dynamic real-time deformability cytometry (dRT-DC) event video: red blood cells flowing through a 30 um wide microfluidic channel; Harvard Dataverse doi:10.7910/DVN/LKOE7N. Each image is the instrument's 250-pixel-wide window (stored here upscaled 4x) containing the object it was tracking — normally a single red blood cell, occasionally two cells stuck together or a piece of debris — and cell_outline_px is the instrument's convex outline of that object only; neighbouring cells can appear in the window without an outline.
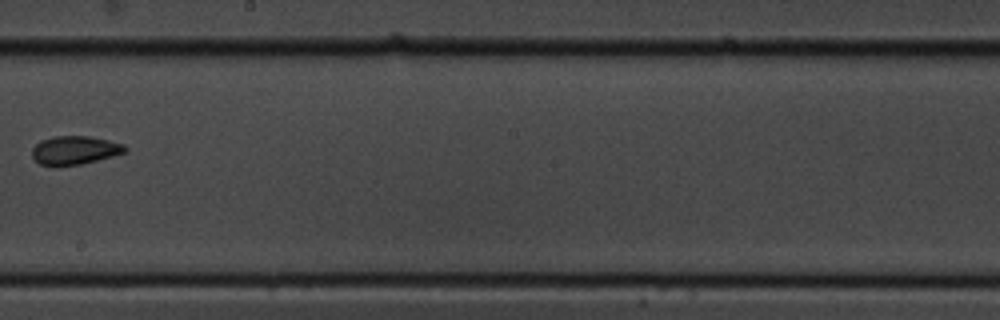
{"species": "common noctule bat (a hibernating species)", "species_latin": "Nyctalus noctula", "temperature_condition": "cold", "stored_images_in_passage": 16, "camera_frame_rate_fps": 3000, "um_per_image_px": 0.085, "animal": {"sex": "male", "body_mass_g": 19.5, "forearm_length_mm": 54.6}, "frame": {"image": 1, "passage_image": 10, "time_ms": 11.667, "image_size_px": [1000, 320], "cell_outline_px": [[128, 148], [124, 152], [112, 156], [80, 164], [52, 168], [40, 164], [32, 156], [32, 148], [40, 140], [52, 136], [88, 136], [108, 140], [124, 144]], "centroid_in_image_um": [6.3, 12.78], "position_along_channel_um": 241.9, "area_um2": 15.66}}
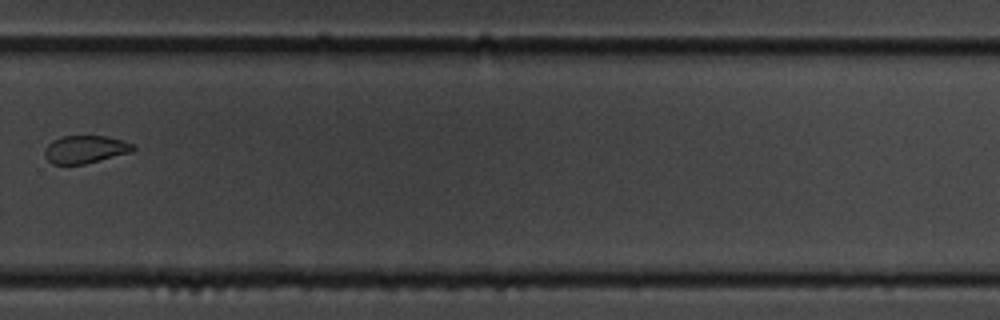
{"frame": {"image": 2, "passage_image": 12, "time_ms": 14.0, "image_size_px": [1000, 320], "cell_outline_px": [[136, 148], [132, 152], [84, 164], [52, 164], [44, 156], [44, 152], [48, 144], [52, 140], [64, 136], [108, 136], [132, 144]], "centroid_in_image_um": [7.23, 12.7], "position_along_channel_um": 322.6, "area_um2": 14.22}}
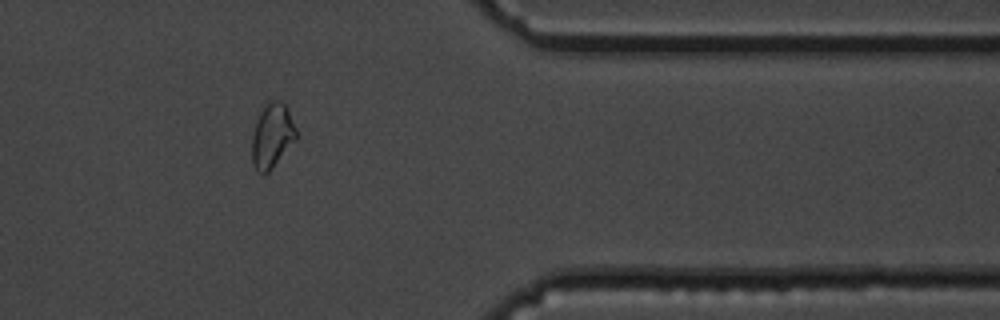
{"frame": {"image": 3, "passage_image": 14, "time_ms": 16.333, "image_size_px": [1000, 320], "cell_outline_px": [[296, 140], [268, 172], [256, 172], [252, 164], [252, 136], [260, 112], [268, 100], [280, 100], [288, 108], [296, 128]], "centroid_in_image_um": [23.13, 11.52], "position_along_channel_um": 388.3, "area_um2": 16.53}, "authors_computed_cell_mechanics": {"area_um2": 16.2996, "velocity_mm_per_s": 3.4599, "shape_relaxation_time_tau1_ms": 3.1084, "shape_relaxation_time_tau2_ms": 2.4326, "deformation_change_tau1": 0.1653, "deformation_change_tau2": 0.0674}}